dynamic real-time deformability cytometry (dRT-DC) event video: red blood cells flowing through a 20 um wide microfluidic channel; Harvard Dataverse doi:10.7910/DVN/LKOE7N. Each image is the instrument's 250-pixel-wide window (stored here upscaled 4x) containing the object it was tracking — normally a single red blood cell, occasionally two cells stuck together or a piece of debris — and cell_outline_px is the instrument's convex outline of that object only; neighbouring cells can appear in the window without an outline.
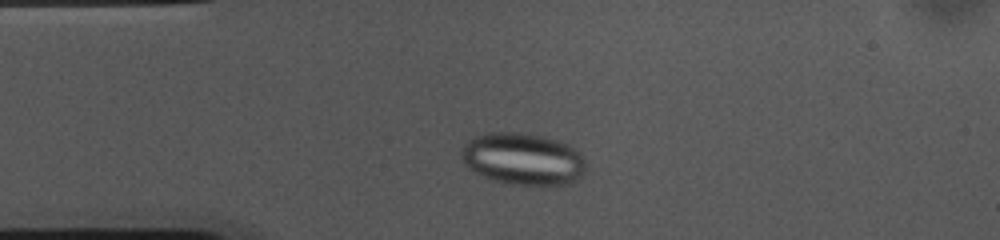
{"species": "common noctule bat (a hibernating species)", "species_latin": "Nyctalus noctula", "temperature_condition": "cold", "stored_images_in_passage": 42, "camera_frame_rate_fps": 3000, "um_per_image_px": 0.085, "animal": {"sex": "female", "body_mass_g": 10.0, "forearm_length_mm": 53.1}, "frame": {"image": 1, "passage_image": 8, "time_ms": 2.333, "image_size_px": [1000, 240], "cell_outline_px": [[584, 172], [572, 184], [540, 188], [504, 184], [472, 172], [464, 164], [460, 156], [460, 152], [464, 144], [468, 140], [476, 136], [488, 132], [524, 132], [548, 136], [560, 140], [568, 144], [580, 152], [584, 160]], "centroid_in_image_um": [44.46, 13.54], "position_along_channel_um": 40.5, "area_um2": 39.25}}
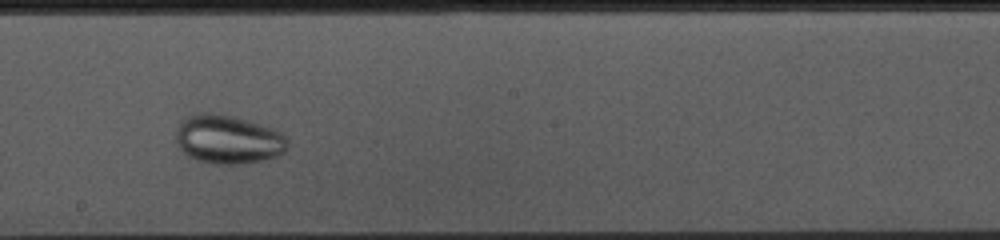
{"frame": {"image": 2, "passage_image": 25, "time_ms": 8.0, "image_size_px": [1000, 240], "cell_outline_px": [[288, 148], [284, 152], [276, 156], [260, 160], [240, 164], [216, 164], [200, 160], [188, 156], [180, 148], [176, 140], [176, 132], [180, 120], [184, 116], [196, 112], [216, 112], [248, 120], [272, 128], [280, 132], [288, 140]], "centroid_in_image_um": [19.36, 11.82], "position_along_channel_um": 228.8, "area_um2": 31.91}}
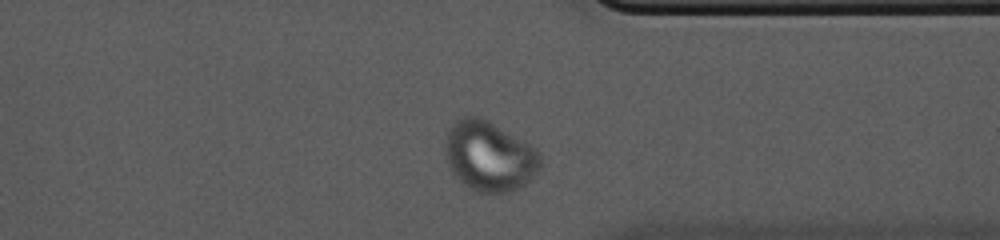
{"frame": {"image": 3, "passage_image": 37, "time_ms": 12.0, "image_size_px": [1000, 240], "cell_outline_px": [[544, 164], [540, 172], [532, 180], [520, 188], [508, 192], [476, 192], [468, 188], [452, 172], [448, 164], [444, 148], [444, 132], [456, 120], [464, 116], [480, 116], [488, 120], [536, 148], [540, 152]], "centroid_in_image_um": [41.62, 13.27], "position_along_channel_um": 369.8, "area_um2": 39.65}}